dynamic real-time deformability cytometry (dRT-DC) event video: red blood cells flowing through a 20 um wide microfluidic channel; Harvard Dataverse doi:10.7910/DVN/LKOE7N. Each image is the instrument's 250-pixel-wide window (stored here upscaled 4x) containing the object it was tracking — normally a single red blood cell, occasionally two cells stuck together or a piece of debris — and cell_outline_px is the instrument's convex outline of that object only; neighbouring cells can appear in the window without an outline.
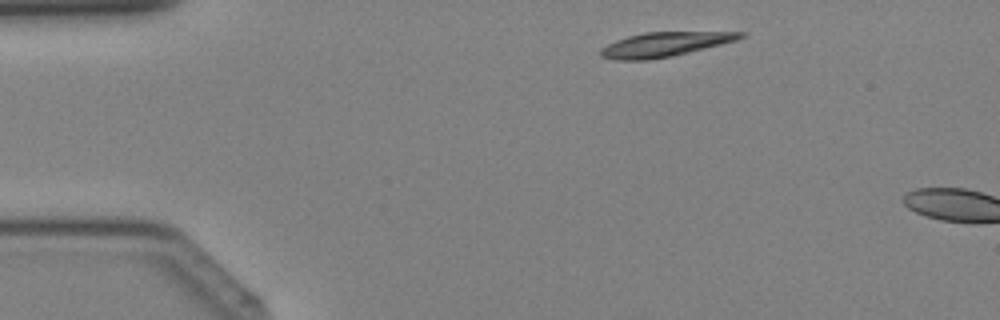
{"species": "Egyptian fruit bat (a non-hibernating species)", "species_latin": "Rousettus aegyptiacus", "temperature_condition": "cold", "stored_images_in_passage": 5, "camera_frame_rate_fps": 3000, "um_per_image_px": 0.085, "animal": {"sex": "female"}, "frame": {"image": 1, "passage_image": 3, "time_ms": 0.667, "image_size_px": [1000, 320], "cell_outline_px": [[744, 36], [736, 40], [672, 56], [648, 60], [616, 60], [600, 56], [600, 52], [608, 44], [616, 40], [628, 36], [644, 32], [744, 32]], "centroid_in_image_um": [56.46, 3.77], "position_along_channel_um": 28.5, "area_um2": 19.48}}